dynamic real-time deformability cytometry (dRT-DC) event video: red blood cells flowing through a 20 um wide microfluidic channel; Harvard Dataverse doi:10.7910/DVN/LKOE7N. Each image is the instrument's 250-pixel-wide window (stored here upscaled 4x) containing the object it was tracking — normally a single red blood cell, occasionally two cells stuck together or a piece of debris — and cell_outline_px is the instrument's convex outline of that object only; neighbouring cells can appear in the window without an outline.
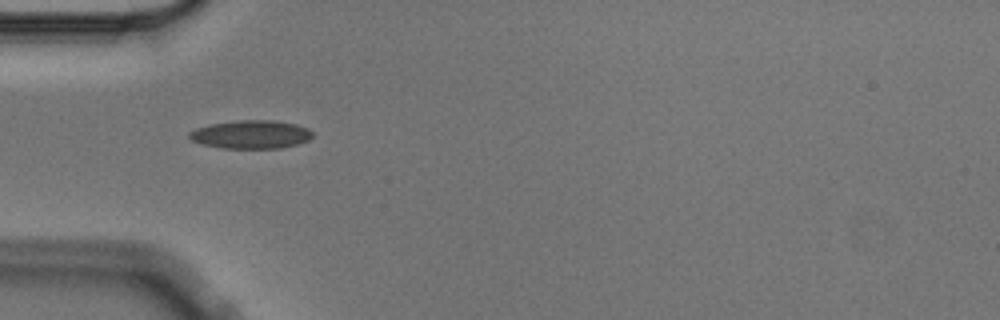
{"species": "Egyptian fruit bat (a non-hibernating species)", "species_latin": "Rousettus aegyptiacus", "temperature_condition": "cold", "stored_images_in_passage": 10, "camera_frame_rate_fps": 3000, "um_per_image_px": 0.085, "animal": {"sex": "male"}, "frame": {"image": 1, "passage_image": 4, "time_ms": 1.0, "image_size_px": [1000, 320], "cell_outline_px": [[312, 136], [308, 140], [296, 144], [280, 148], [220, 148], [200, 144], [192, 140], [188, 136], [188, 132], [196, 128], [208, 124], [236, 120], [272, 120], [296, 124], [308, 128], [312, 132]], "centroid_in_image_um": [21.29, 11.42], "position_along_channel_um": 63.7, "area_um2": 20.46}}
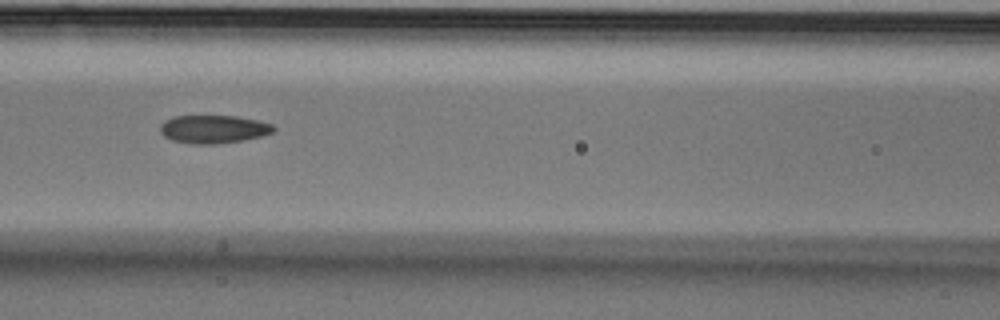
{"frame": {"image": 2, "passage_image": 6, "time_ms": 1.667, "image_size_px": [1000, 320], "cell_outline_px": [[276, 128], [272, 132], [260, 136], [244, 140], [216, 144], [192, 144], [172, 140], [164, 136], [160, 132], [160, 124], [164, 120], [176, 116], [236, 116], [256, 120], [272, 124]], "centroid_in_image_um": [18.12, 10.98], "position_along_channel_um": 148.5, "area_um2": 18.55}}
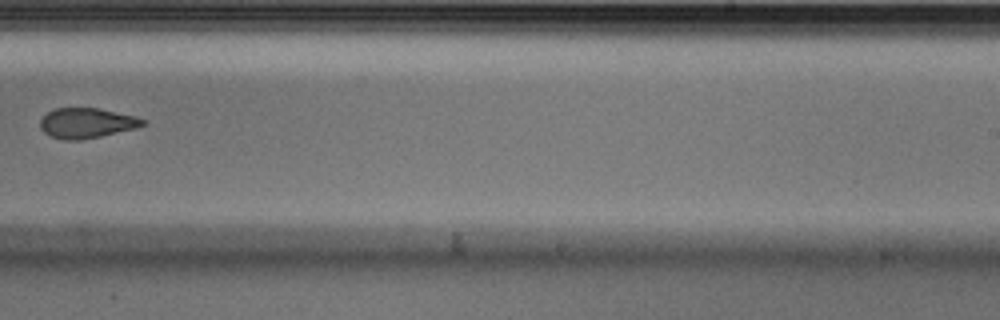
{"frame": {"image": 3, "passage_image": 9, "time_ms": 2.667, "image_size_px": [1000, 320], "cell_outline_px": [[144, 124], [136, 128], [100, 136], [80, 140], [64, 140], [52, 136], [44, 132], [40, 128], [40, 120], [48, 112], [56, 108], [96, 108], [136, 116], [144, 120]], "centroid_in_image_um": [7.34, 10.46], "position_along_channel_um": 281.7, "area_um2": 17.74}}